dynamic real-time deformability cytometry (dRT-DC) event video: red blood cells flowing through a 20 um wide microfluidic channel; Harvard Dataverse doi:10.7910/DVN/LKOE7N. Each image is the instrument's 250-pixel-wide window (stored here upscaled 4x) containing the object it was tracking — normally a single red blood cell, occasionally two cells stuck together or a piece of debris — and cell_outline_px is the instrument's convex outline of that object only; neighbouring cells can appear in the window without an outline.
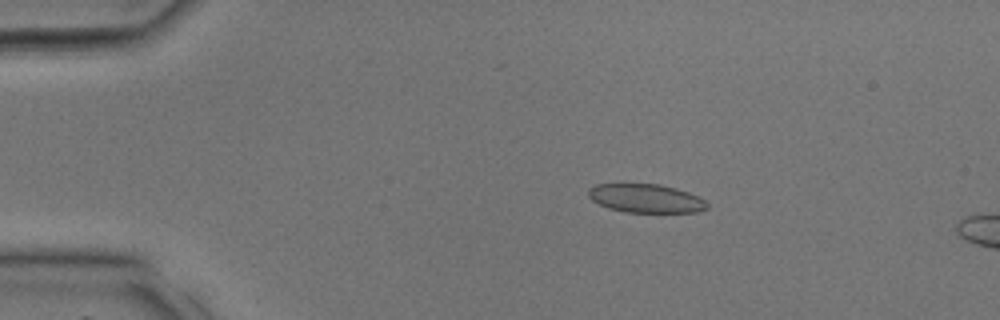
{"species": "common noctule bat (a hibernating species)", "species_latin": "Nyctalus noctula", "temperature_condition": "room temperature", "stored_images_in_passage": 10, "camera_frame_rate_fps": 3000, "um_per_image_px": 0.085, "animal": {"sex": "male", "body_mass_g": 17.9, "forearm_length_mm": 54.2}, "frame": {"image": 1, "passage_image": 7, "time_ms": 2.0, "image_size_px": [1000, 320], "cell_outline_px": [[708, 208], [696, 212], [624, 212], [608, 208], [592, 200], [588, 196], [588, 188], [596, 184], [660, 184], [676, 188], [688, 192], [704, 200], [708, 204]], "centroid_in_image_um": [54.88, 16.86], "position_along_channel_um": 30.1, "area_um2": 19.77}}